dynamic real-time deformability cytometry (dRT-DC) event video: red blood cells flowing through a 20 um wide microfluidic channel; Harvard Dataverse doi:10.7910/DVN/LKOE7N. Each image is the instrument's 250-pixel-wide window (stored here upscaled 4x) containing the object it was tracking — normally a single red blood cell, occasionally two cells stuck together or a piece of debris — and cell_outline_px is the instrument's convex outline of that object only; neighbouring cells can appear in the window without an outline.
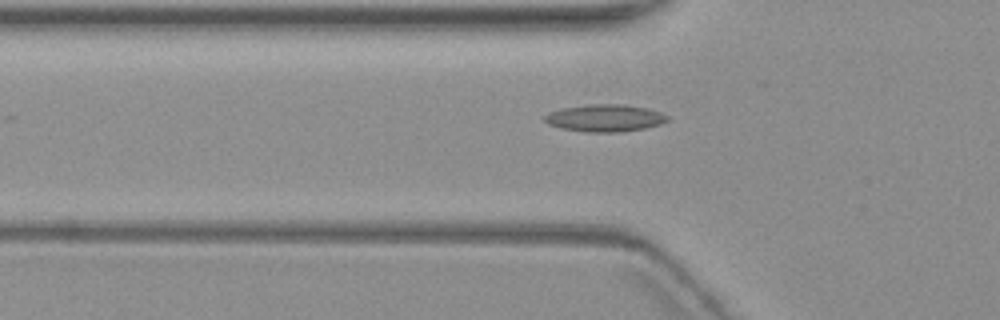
{"species": "common noctule bat (a hibernating species)", "species_latin": "Nyctalus noctula", "temperature_condition": "warm", "stored_images_in_passage": 5, "camera_frame_rate_fps": 3000, "um_per_image_px": 0.085, "animal": {"sex": "female", "body_mass_g": 19.3, "forearm_length_mm": 54.1}, "frame": {"image": 1, "passage_image": 5, "time_ms": 6.0, "image_size_px": [1000, 320], "cell_outline_px": [[668, 120], [660, 124], [644, 128], [620, 132], [584, 132], [560, 128], [548, 124], [544, 120], [544, 116], [548, 112], [564, 108], [588, 104], [624, 104], [648, 108], [660, 112], [668, 116]], "centroid_in_image_um": [51.4, 10.03], "position_along_channel_um": 74.4, "area_um2": 19.54}}